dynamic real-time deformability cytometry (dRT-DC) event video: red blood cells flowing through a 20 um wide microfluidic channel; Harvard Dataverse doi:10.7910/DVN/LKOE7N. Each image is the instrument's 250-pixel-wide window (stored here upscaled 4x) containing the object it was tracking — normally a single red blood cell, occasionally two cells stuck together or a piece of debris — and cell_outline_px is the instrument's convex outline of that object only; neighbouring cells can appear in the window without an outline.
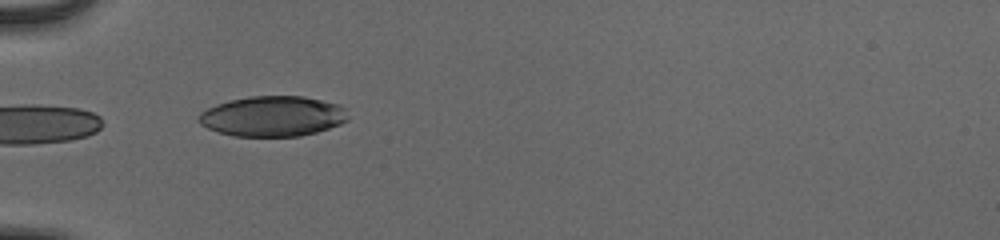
{"species": "human", "species_latin": "Homo sapiens", "temperature_condition": "cold", "stored_images_in_passage": 4, "camera_frame_rate_fps": 3000, "um_per_image_px": 0.085, "donor": {"sex": "male"}, "frame": {"image": 1, "passage_image": 2, "time_ms": 0.333, "image_size_px": [1000, 240], "cell_outline_px": [[348, 120], [340, 124], [316, 132], [300, 136], [232, 136], [208, 128], [200, 124], [196, 120], [196, 116], [200, 112], [216, 104], [232, 100], [252, 96], [304, 96], [340, 104], [344, 108], [348, 116]], "centroid_in_image_um": [23.17, 9.88], "position_along_channel_um": 61.8, "area_um2": 35.14}}